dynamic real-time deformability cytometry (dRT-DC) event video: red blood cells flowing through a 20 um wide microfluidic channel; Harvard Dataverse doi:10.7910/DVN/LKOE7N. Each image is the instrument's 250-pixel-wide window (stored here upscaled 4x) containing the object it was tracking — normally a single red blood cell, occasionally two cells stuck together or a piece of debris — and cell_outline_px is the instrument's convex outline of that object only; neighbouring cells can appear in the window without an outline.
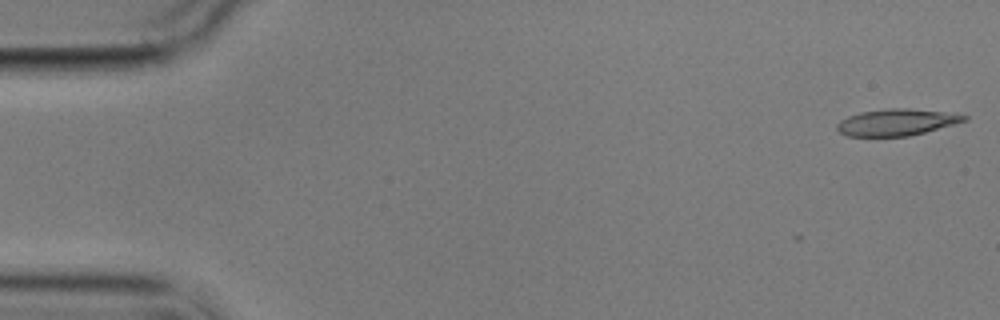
{"species": "common noctule bat (a hibernating species)", "species_latin": "Nyctalus noctula", "temperature_condition": "cold", "stored_images_in_passage": 5, "camera_frame_rate_fps": 3000, "um_per_image_px": 0.085, "animal": {"sex": "male", "body_mass_g": 17.9}, "frame": {"image": 1, "passage_image": 1, "time_ms": 0.0, "image_size_px": [1000, 320], "cell_outline_px": [[968, 120], [924, 132], [908, 136], [844, 136], [836, 128], [836, 124], [840, 120], [848, 116], [860, 112], [888, 108], [908, 108], [944, 112], [968, 116]], "centroid_in_image_um": [76.16, 10.39], "position_along_channel_um": 8.8, "area_um2": 19.59}}
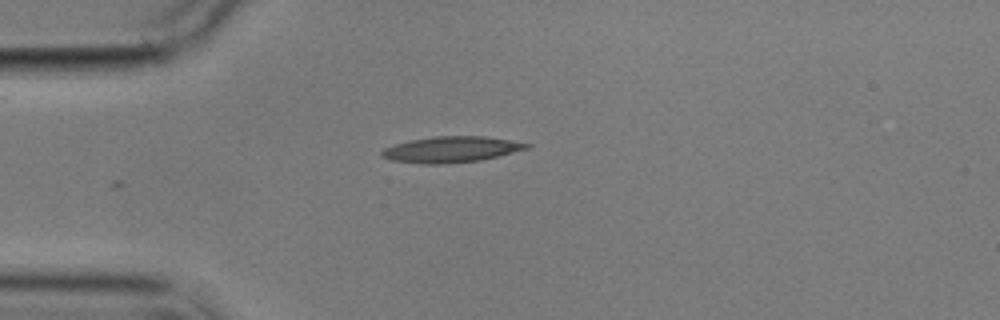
{"frame": {"image": 2, "passage_image": 5, "time_ms": 4.333, "image_size_px": [1000, 320], "cell_outline_px": [[532, 144], [528, 148], [480, 160], [444, 164], [420, 164], [392, 160], [380, 156], [380, 152], [384, 148], [408, 140], [436, 136], [484, 136]], "centroid_in_image_um": [38.29, 12.7], "position_along_channel_um": 46.7, "area_um2": 21.73}}